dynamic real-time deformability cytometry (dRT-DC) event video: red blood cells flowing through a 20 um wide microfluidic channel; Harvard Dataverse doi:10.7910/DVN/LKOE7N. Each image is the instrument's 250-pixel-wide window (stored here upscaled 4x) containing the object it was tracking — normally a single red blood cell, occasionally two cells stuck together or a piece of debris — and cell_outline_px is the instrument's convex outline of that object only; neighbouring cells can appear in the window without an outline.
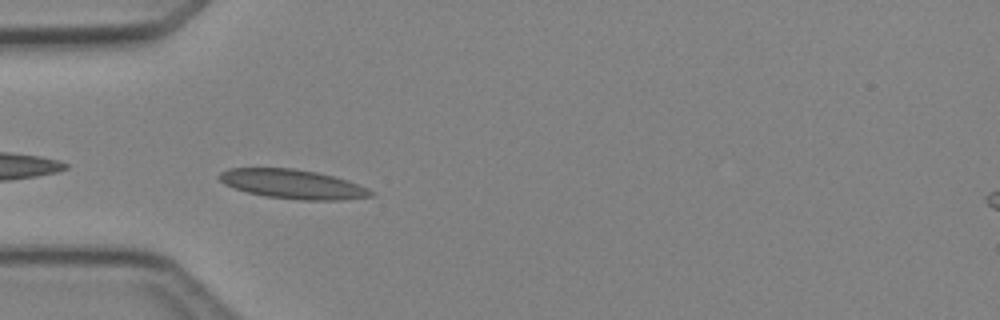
{"species": "Egyptian fruit bat (a non-hibernating species)", "species_latin": "Rousettus aegyptiacus", "temperature_condition": "cold", "stored_images_in_passage": 5, "camera_frame_rate_fps": 3000, "um_per_image_px": 0.085, "animal": {"sex": "female"}, "frame": {"image": 1, "passage_image": 4, "time_ms": 3.667, "image_size_px": [1000, 320], "cell_outline_px": [[372, 196], [340, 200], [300, 200], [264, 196], [248, 192], [224, 184], [216, 176], [220, 172], [228, 168], [292, 168], [316, 172], [348, 180], [368, 188], [372, 192]], "centroid_in_image_um": [24.85, 15.64], "position_along_channel_um": 60.1, "area_um2": 25.72}}
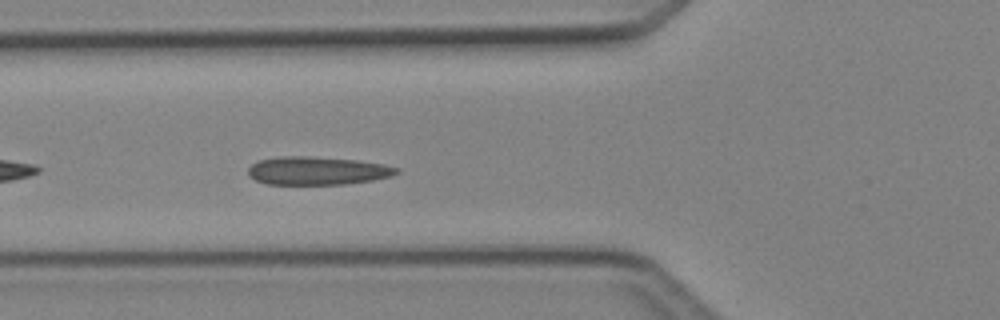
{"frame": {"image": 2, "passage_image": 5, "time_ms": 4.667, "image_size_px": [1000, 320], "cell_outline_px": [[400, 172], [392, 176], [372, 180], [344, 184], [268, 184], [256, 180], [248, 176], [248, 168], [252, 164], [260, 160], [284, 156], [308, 156], [356, 160], [384, 164], [400, 168]], "centroid_in_image_um": [27.0, 14.51], "position_along_channel_um": 98.8, "area_um2": 24.33}}